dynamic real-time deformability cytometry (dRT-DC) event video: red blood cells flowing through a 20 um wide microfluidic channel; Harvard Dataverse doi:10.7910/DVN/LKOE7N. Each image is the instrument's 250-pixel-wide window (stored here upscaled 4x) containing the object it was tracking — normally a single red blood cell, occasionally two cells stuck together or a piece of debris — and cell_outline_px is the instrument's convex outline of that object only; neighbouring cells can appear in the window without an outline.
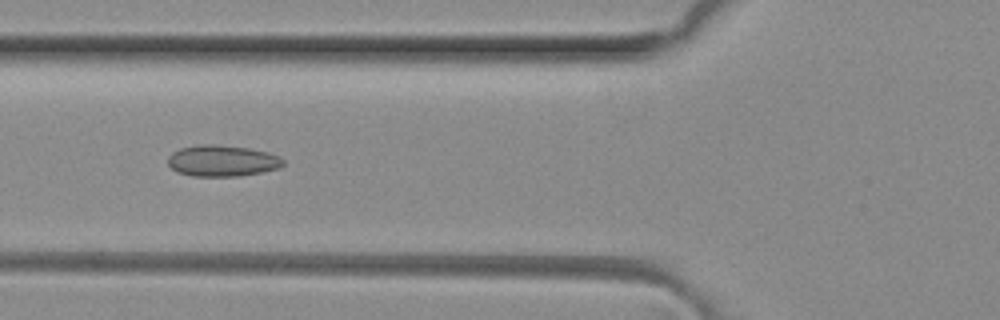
{"species": "common noctule bat (a hibernating species)", "species_latin": "Nyctalus noctula", "temperature_condition": "room temperature", "stored_images_in_passage": 6, "camera_frame_rate_fps": 3000, "um_per_image_px": 0.085, "animal": {"sex": "female", "body_mass_g": 29.2, "forearm_length_mm": 56.3}, "frame": {"image": 1, "passage_image": 5, "time_ms": 1.333, "image_size_px": [1000, 320], "cell_outline_px": [[284, 164], [280, 168], [240, 176], [192, 176], [176, 172], [168, 164], [168, 156], [172, 152], [180, 148], [200, 144], [216, 144], [248, 148], [268, 152], [280, 156], [284, 160]], "centroid_in_image_um": [18.88, 13.66], "position_along_channel_um": 106.9, "area_um2": 21.15}}
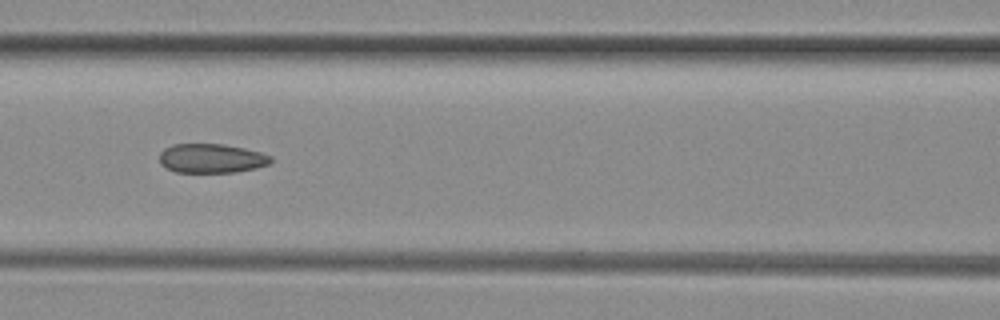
{"frame": {"image": 2, "passage_image": 6, "time_ms": 1.667, "image_size_px": [1000, 320], "cell_outline_px": [[272, 164], [256, 168], [236, 172], [176, 172], [164, 168], [160, 164], [160, 152], [164, 148], [172, 144], [224, 144], [244, 148], [260, 152], [272, 156]], "centroid_in_image_um": [17.98, 13.46], "position_along_channel_um": 148.6, "area_um2": 19.19}}